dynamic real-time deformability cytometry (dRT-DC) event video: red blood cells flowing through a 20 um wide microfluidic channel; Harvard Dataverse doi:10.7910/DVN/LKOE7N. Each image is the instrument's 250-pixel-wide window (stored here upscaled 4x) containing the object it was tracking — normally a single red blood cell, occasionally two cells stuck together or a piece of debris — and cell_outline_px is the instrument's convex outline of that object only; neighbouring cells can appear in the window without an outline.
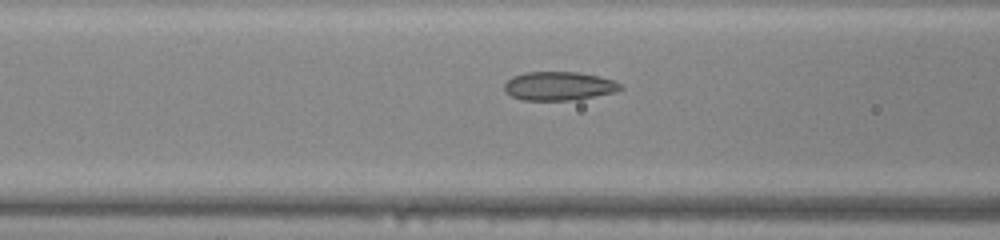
{"species": "common noctule bat (a hibernating species)", "species_latin": "Nyctalus noctula", "temperature_condition": "warm", "stored_images_in_passage": 13, "camera_frame_rate_fps": 3000, "um_per_image_px": 0.085, "animal": {"sex": "male", "body_mass_g": 20.0, "forearm_length_mm": 53.3}, "frame": {"image": 1, "passage_image": 11, "time_ms": 3.333, "image_size_px": [1000, 240], "cell_outline_px": [[624, 88], [616, 92], [576, 100], [520, 100], [504, 92], [504, 84], [512, 76], [524, 72], [576, 72], [600, 76], [616, 80]], "centroid_in_image_um": [47.52, 7.31], "position_along_channel_um": 119.1, "area_um2": 19.71}}